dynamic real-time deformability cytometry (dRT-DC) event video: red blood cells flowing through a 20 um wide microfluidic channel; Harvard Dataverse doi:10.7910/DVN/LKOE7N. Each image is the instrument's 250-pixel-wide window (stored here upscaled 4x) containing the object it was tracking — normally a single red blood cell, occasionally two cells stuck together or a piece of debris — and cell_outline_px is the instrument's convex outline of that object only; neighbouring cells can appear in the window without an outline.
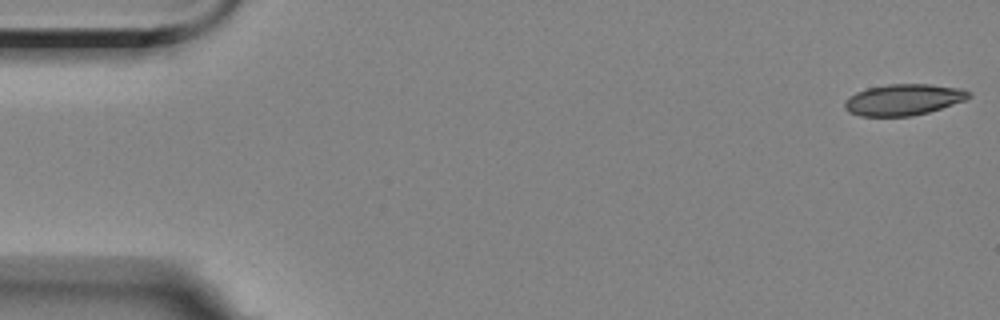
{"species": "Egyptian fruit bat (a non-hibernating species)", "species_latin": "Rousettus aegyptiacus", "temperature_condition": "room temperature", "stored_images_in_passage": 3, "camera_frame_rate_fps": 3000, "um_per_image_px": 0.085, "animal": {"sex": "female"}, "frame": {"image": 1, "passage_image": 1, "time_ms": 0.0, "image_size_px": [1000, 320], "cell_outline_px": [[972, 96], [964, 100], [928, 112], [912, 116], [860, 116], [848, 112], [844, 108], [844, 100], [848, 96], [856, 92], [868, 88], [888, 84], [932, 84], [964, 88], [972, 92]], "centroid_in_image_um": [76.79, 8.46], "position_along_channel_um": 8.2, "area_um2": 22.77}}